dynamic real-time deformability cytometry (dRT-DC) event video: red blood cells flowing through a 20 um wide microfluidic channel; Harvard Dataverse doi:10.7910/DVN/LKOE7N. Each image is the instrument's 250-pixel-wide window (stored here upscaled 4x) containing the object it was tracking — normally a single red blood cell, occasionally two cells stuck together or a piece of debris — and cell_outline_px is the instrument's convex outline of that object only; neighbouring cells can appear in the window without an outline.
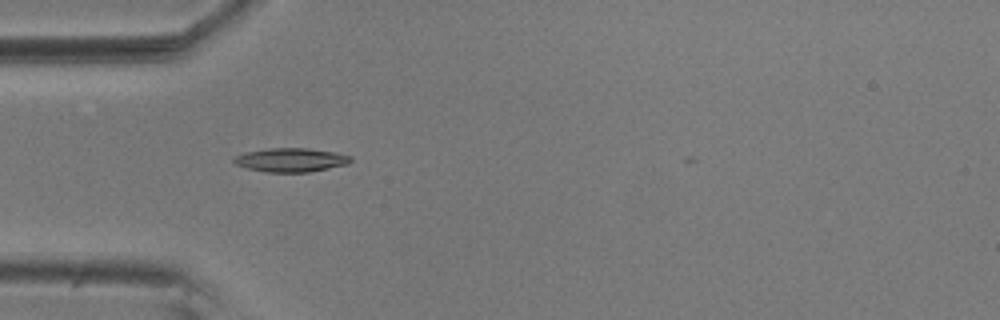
{"species": "common noctule bat (a hibernating species)", "species_latin": "Nyctalus noctula", "temperature_condition": "room temperature", "stored_images_in_passage": 27, "camera_frame_rate_fps": 3000, "um_per_image_px": 0.085, "animal": {"sex": "male", "body_mass_g": 20.5, "forearm_length_mm": 52.5}, "frame": {"image": 1, "passage_image": 1, "time_ms": 0.0, "image_size_px": [1000, 320], "cell_outline_px": [[352, 160], [348, 164], [308, 172], [268, 172], [248, 168], [236, 164], [232, 160], [236, 156], [244, 152], [268, 148], [308, 148], [332, 152], [352, 156]], "centroid_in_image_um": [24.72, 13.59], "position_along_channel_um": 60.3, "area_um2": 16.07}}
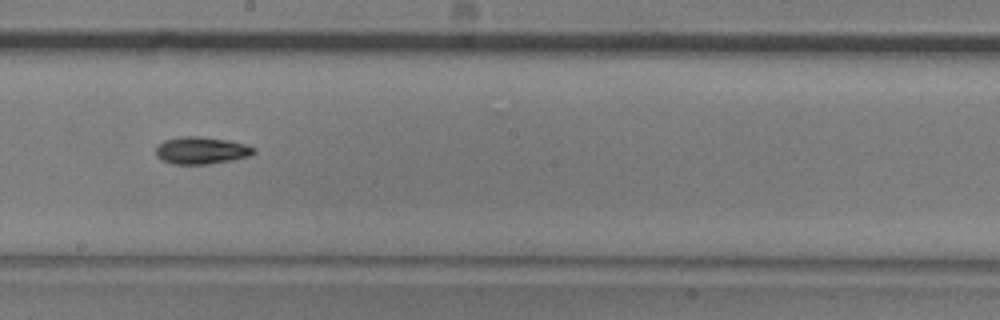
{"frame": {"image": 2, "passage_image": 15, "time_ms": 4.667, "image_size_px": [1000, 320], "cell_outline_px": [[256, 152], [252, 156], [232, 160], [208, 164], [172, 164], [160, 160], [156, 156], [156, 144], [164, 140], [180, 136], [200, 136], [228, 140], [244, 144], [256, 148]], "centroid_in_image_um": [17.1, 12.79], "position_along_channel_um": 231.1, "area_um2": 15.84}}
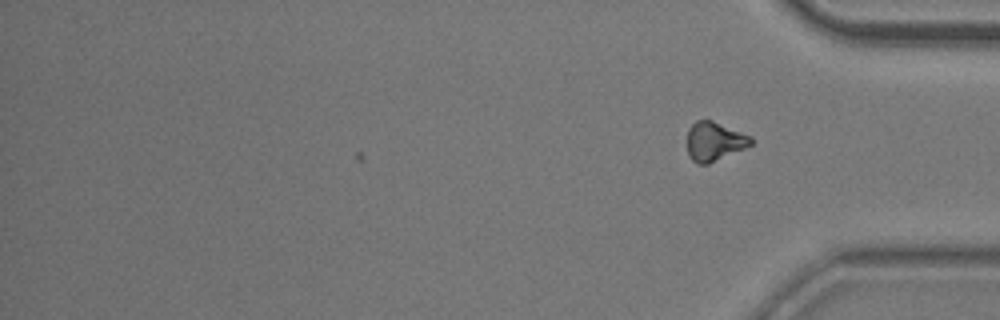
{"frame": {"image": 3, "passage_image": 27, "time_ms": 8.667, "image_size_px": [1000, 320], "cell_outline_px": [[752, 144], [744, 148], [708, 164], [696, 164], [688, 156], [688, 128], [696, 120], [712, 120], [752, 136]], "centroid_in_image_um": [60.71, 12.01], "position_along_channel_um": 374.5, "area_um2": 14.45}, "authors_computed_cell_mechanics": {"area_um2": 14.6812, "velocity_mm_per_s": 3.6733, "shape_relaxation_time_tau1_ms": 3.9852, "shape_relaxation_time_tau2_ms": null, "deformation_change_tau1": 0.1403, "deformation_change_tau2": null}}